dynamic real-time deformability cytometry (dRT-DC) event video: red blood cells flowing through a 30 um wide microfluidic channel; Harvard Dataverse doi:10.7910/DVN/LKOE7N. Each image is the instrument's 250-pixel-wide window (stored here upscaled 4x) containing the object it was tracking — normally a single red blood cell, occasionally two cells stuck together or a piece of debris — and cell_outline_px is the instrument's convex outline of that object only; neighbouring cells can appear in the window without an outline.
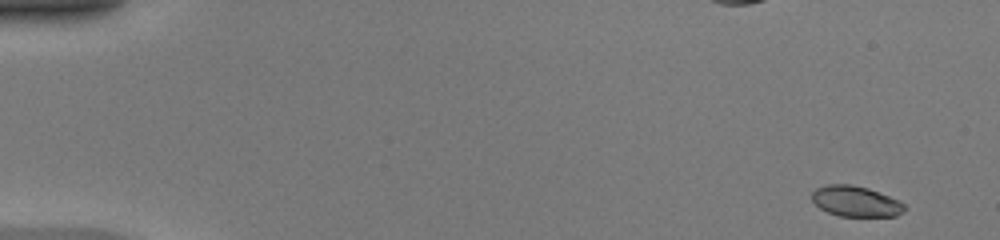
{"species": "common noctule bat (a hibernating species)", "species_latin": "Nyctalus noctula", "temperature_condition": "warm", "stored_images_in_passage": 48, "camera_frame_rate_fps": 3000, "um_per_image_px": 0.085, "animal": {"sex": "female", "body_mass_g": 20.0, "forearm_length_mm": 54.0}, "frame": {"image": 1, "passage_image": 1, "time_ms": 0.0, "image_size_px": [1000, 240], "cell_outline_px": [[904, 212], [896, 216], [840, 216], [828, 212], [820, 208], [812, 200], [812, 192], [816, 188], [828, 184], [852, 184], [868, 188], [900, 200], [904, 204]], "centroid_in_image_um": [72.74, 17.1], "position_along_channel_um": 12.3, "area_um2": 16.53}}
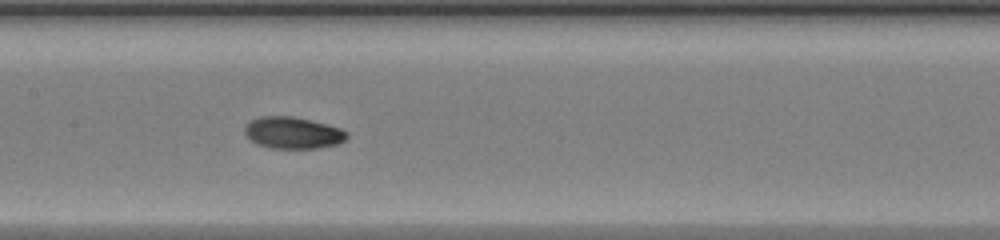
{"frame": {"image": 2, "passage_image": 24, "time_ms": 7.667, "image_size_px": [1000, 240], "cell_outline_px": [[348, 136], [340, 144], [316, 148], [272, 148], [256, 144], [248, 140], [244, 132], [244, 128], [248, 120], [260, 116], [292, 116], [328, 124], [340, 128], [348, 132]], "centroid_in_image_um": [24.86, 11.28], "position_along_channel_um": 182.5, "area_um2": 19.19}}
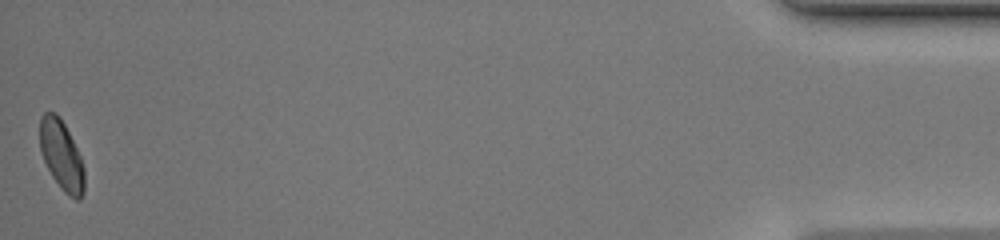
{"frame": {"image": 3, "passage_image": 48, "time_ms": 15.667, "image_size_px": [1000, 240], "cell_outline_px": [[84, 192], [80, 200], [76, 200], [68, 196], [60, 188], [52, 176], [40, 152], [40, 116], [44, 112], [56, 112], [60, 116], [80, 156], [84, 168]], "centroid_in_image_um": [5.22, 13.21], "position_along_channel_um": 430.0, "area_um2": 18.09}, "authors_computed_cell_mechanics": {"area_um2": 18.2359, "velocity_mm_per_s": 4.2088, "shape_relaxation_time_tau1_ms": 5.2566, "shape_relaxation_time_tau2_ms": 3.1811, "deformation_change_tau1": 0.1781, "deformation_change_tau2": 0.0573}}